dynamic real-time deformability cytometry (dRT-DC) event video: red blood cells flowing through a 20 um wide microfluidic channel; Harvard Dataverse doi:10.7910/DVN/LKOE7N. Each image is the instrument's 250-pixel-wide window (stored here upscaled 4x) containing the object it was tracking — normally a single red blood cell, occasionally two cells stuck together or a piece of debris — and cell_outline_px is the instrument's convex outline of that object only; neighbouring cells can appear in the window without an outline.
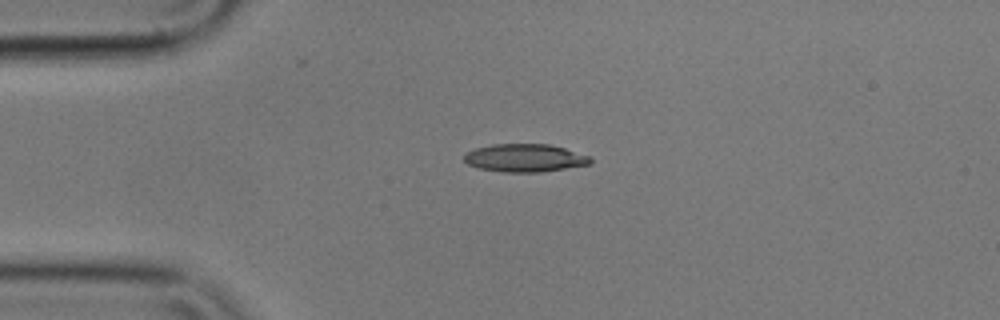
{"species": "common noctule bat (a hibernating species)", "species_latin": "Nyctalus noctula", "temperature_condition": "cold", "stored_images_in_passage": 44, "camera_frame_rate_fps": 3000, "um_per_image_px": 0.085, "animal": {"sex": "male", "body_mass_g": 17.9}, "frame": {"image": 1, "passage_image": 1, "time_ms": 0.0, "image_size_px": [1000, 320], "cell_outline_px": [[592, 160], [588, 164], [540, 172], [504, 172], [480, 168], [468, 164], [464, 160], [464, 156], [468, 152], [476, 148], [492, 144], [548, 144], [564, 148], [588, 156]], "centroid_in_image_um": [44.58, 13.42], "position_along_channel_um": 40.4, "area_um2": 20.17}}
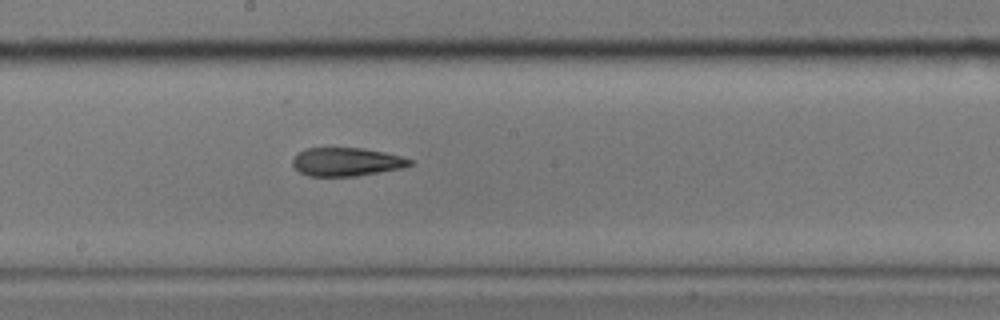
{"frame": {"image": 2, "passage_image": 18, "time_ms": 5.667, "image_size_px": [1000, 320], "cell_outline_px": [[412, 164], [404, 168], [356, 176], [308, 176], [300, 172], [292, 164], [292, 160], [304, 148], [364, 148], [384, 152], [400, 156], [412, 160]], "centroid_in_image_um": [29.46, 13.76], "position_along_channel_um": 218.7, "area_um2": 19.36}}
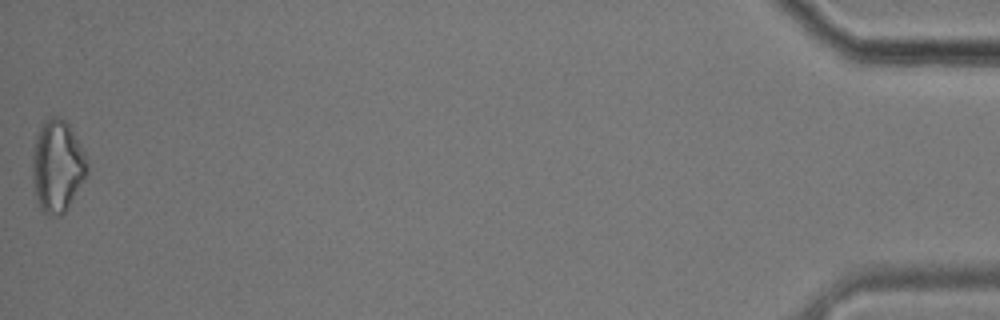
{"frame": {"image": 3, "passage_image": 44, "time_ms": 14.333, "image_size_px": [1000, 320], "cell_outline_px": [[88, 172], [84, 180], [68, 208], [60, 216], [48, 216], [40, 208], [36, 196], [32, 180], [32, 156], [36, 136], [40, 124], [44, 120], [52, 116], [60, 116], [68, 124], [84, 152], [88, 160]], "centroid_in_image_um": [4.86, 14.12], "position_along_channel_um": 430.3, "area_um2": 29.59}, "authors_computed_cell_mechanics": {"area_um2": 20.2589, "velocity_mm_per_s": 3.556, "shape_relaxation_time_tau1_ms": null, "shape_relaxation_time_tau2_ms": 2.927, "deformation_change_tau1": null, "deformation_change_tau2": 0.1284}}